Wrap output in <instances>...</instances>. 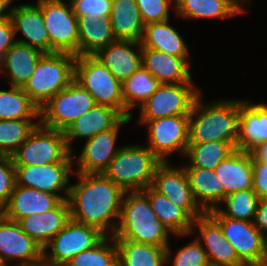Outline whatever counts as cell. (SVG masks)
Here are the masks:
<instances>
[{
  "label": "cell",
  "mask_w": 267,
  "mask_h": 266,
  "mask_svg": "<svg viewBox=\"0 0 267 266\" xmlns=\"http://www.w3.org/2000/svg\"><path fill=\"white\" fill-rule=\"evenodd\" d=\"M79 182L70 186L68 203L72 220L113 236L120 220L126 191L103 173H75Z\"/></svg>",
  "instance_id": "obj_1"
},
{
  "label": "cell",
  "mask_w": 267,
  "mask_h": 266,
  "mask_svg": "<svg viewBox=\"0 0 267 266\" xmlns=\"http://www.w3.org/2000/svg\"><path fill=\"white\" fill-rule=\"evenodd\" d=\"M239 0H175V12L184 19L230 18L245 12ZM244 7V8H243Z\"/></svg>",
  "instance_id": "obj_31"
},
{
  "label": "cell",
  "mask_w": 267,
  "mask_h": 266,
  "mask_svg": "<svg viewBox=\"0 0 267 266\" xmlns=\"http://www.w3.org/2000/svg\"><path fill=\"white\" fill-rule=\"evenodd\" d=\"M105 236L96 227L70 219L43 248V261L50 266H64L80 252L96 246Z\"/></svg>",
  "instance_id": "obj_11"
},
{
  "label": "cell",
  "mask_w": 267,
  "mask_h": 266,
  "mask_svg": "<svg viewBox=\"0 0 267 266\" xmlns=\"http://www.w3.org/2000/svg\"><path fill=\"white\" fill-rule=\"evenodd\" d=\"M11 158L14 165L37 166L72 162L76 156L69 149L63 131L49 129L39 124Z\"/></svg>",
  "instance_id": "obj_7"
},
{
  "label": "cell",
  "mask_w": 267,
  "mask_h": 266,
  "mask_svg": "<svg viewBox=\"0 0 267 266\" xmlns=\"http://www.w3.org/2000/svg\"><path fill=\"white\" fill-rule=\"evenodd\" d=\"M16 185V169L11 157L0 155V213L6 207Z\"/></svg>",
  "instance_id": "obj_43"
},
{
  "label": "cell",
  "mask_w": 267,
  "mask_h": 266,
  "mask_svg": "<svg viewBox=\"0 0 267 266\" xmlns=\"http://www.w3.org/2000/svg\"><path fill=\"white\" fill-rule=\"evenodd\" d=\"M69 2L77 18L80 16L93 18L110 16L112 0H69Z\"/></svg>",
  "instance_id": "obj_44"
},
{
  "label": "cell",
  "mask_w": 267,
  "mask_h": 266,
  "mask_svg": "<svg viewBox=\"0 0 267 266\" xmlns=\"http://www.w3.org/2000/svg\"><path fill=\"white\" fill-rule=\"evenodd\" d=\"M131 120L132 118H123L114 128L99 132L86 140L78 161L74 162H77L74 173H104L120 149L115 146L120 125H126Z\"/></svg>",
  "instance_id": "obj_17"
},
{
  "label": "cell",
  "mask_w": 267,
  "mask_h": 266,
  "mask_svg": "<svg viewBox=\"0 0 267 266\" xmlns=\"http://www.w3.org/2000/svg\"><path fill=\"white\" fill-rule=\"evenodd\" d=\"M12 2V0H0V18L9 16L12 10V7H10Z\"/></svg>",
  "instance_id": "obj_49"
},
{
  "label": "cell",
  "mask_w": 267,
  "mask_h": 266,
  "mask_svg": "<svg viewBox=\"0 0 267 266\" xmlns=\"http://www.w3.org/2000/svg\"><path fill=\"white\" fill-rule=\"evenodd\" d=\"M170 248V245L166 248L165 264L167 265L172 263L173 266H207L209 262L206 252L197 238L178 249L174 258H171L172 250Z\"/></svg>",
  "instance_id": "obj_41"
},
{
  "label": "cell",
  "mask_w": 267,
  "mask_h": 266,
  "mask_svg": "<svg viewBox=\"0 0 267 266\" xmlns=\"http://www.w3.org/2000/svg\"><path fill=\"white\" fill-rule=\"evenodd\" d=\"M150 202L151 208L160 222L168 228L173 236H192L193 219L180 207L174 205L167 197L151 186L142 191Z\"/></svg>",
  "instance_id": "obj_28"
},
{
  "label": "cell",
  "mask_w": 267,
  "mask_h": 266,
  "mask_svg": "<svg viewBox=\"0 0 267 266\" xmlns=\"http://www.w3.org/2000/svg\"><path fill=\"white\" fill-rule=\"evenodd\" d=\"M146 146L161 162H169V154L179 151L185 155L188 146L189 114L175 115L148 121Z\"/></svg>",
  "instance_id": "obj_12"
},
{
  "label": "cell",
  "mask_w": 267,
  "mask_h": 266,
  "mask_svg": "<svg viewBox=\"0 0 267 266\" xmlns=\"http://www.w3.org/2000/svg\"><path fill=\"white\" fill-rule=\"evenodd\" d=\"M161 83L143 66L122 82V97L125 105V118H132L129 112L135 106H141Z\"/></svg>",
  "instance_id": "obj_35"
},
{
  "label": "cell",
  "mask_w": 267,
  "mask_h": 266,
  "mask_svg": "<svg viewBox=\"0 0 267 266\" xmlns=\"http://www.w3.org/2000/svg\"><path fill=\"white\" fill-rule=\"evenodd\" d=\"M6 52L7 51H0V72H3L5 66Z\"/></svg>",
  "instance_id": "obj_50"
},
{
  "label": "cell",
  "mask_w": 267,
  "mask_h": 266,
  "mask_svg": "<svg viewBox=\"0 0 267 266\" xmlns=\"http://www.w3.org/2000/svg\"><path fill=\"white\" fill-rule=\"evenodd\" d=\"M253 224L267 238V198L259 199Z\"/></svg>",
  "instance_id": "obj_47"
},
{
  "label": "cell",
  "mask_w": 267,
  "mask_h": 266,
  "mask_svg": "<svg viewBox=\"0 0 267 266\" xmlns=\"http://www.w3.org/2000/svg\"><path fill=\"white\" fill-rule=\"evenodd\" d=\"M96 104L109 106L125 118L122 83L95 56H76L75 77Z\"/></svg>",
  "instance_id": "obj_6"
},
{
  "label": "cell",
  "mask_w": 267,
  "mask_h": 266,
  "mask_svg": "<svg viewBox=\"0 0 267 266\" xmlns=\"http://www.w3.org/2000/svg\"><path fill=\"white\" fill-rule=\"evenodd\" d=\"M118 266H165L166 248L131 240H115Z\"/></svg>",
  "instance_id": "obj_34"
},
{
  "label": "cell",
  "mask_w": 267,
  "mask_h": 266,
  "mask_svg": "<svg viewBox=\"0 0 267 266\" xmlns=\"http://www.w3.org/2000/svg\"><path fill=\"white\" fill-rule=\"evenodd\" d=\"M253 190L259 199L267 198V163L252 161Z\"/></svg>",
  "instance_id": "obj_45"
},
{
  "label": "cell",
  "mask_w": 267,
  "mask_h": 266,
  "mask_svg": "<svg viewBox=\"0 0 267 266\" xmlns=\"http://www.w3.org/2000/svg\"><path fill=\"white\" fill-rule=\"evenodd\" d=\"M78 19V56H94L99 50L116 41L110 17H84Z\"/></svg>",
  "instance_id": "obj_29"
},
{
  "label": "cell",
  "mask_w": 267,
  "mask_h": 266,
  "mask_svg": "<svg viewBox=\"0 0 267 266\" xmlns=\"http://www.w3.org/2000/svg\"><path fill=\"white\" fill-rule=\"evenodd\" d=\"M75 60L73 54L56 52L40 58L22 87L39 109L74 80Z\"/></svg>",
  "instance_id": "obj_4"
},
{
  "label": "cell",
  "mask_w": 267,
  "mask_h": 266,
  "mask_svg": "<svg viewBox=\"0 0 267 266\" xmlns=\"http://www.w3.org/2000/svg\"><path fill=\"white\" fill-rule=\"evenodd\" d=\"M66 1V0H65ZM38 0L50 40V53H69L78 56V19L70 2Z\"/></svg>",
  "instance_id": "obj_9"
},
{
  "label": "cell",
  "mask_w": 267,
  "mask_h": 266,
  "mask_svg": "<svg viewBox=\"0 0 267 266\" xmlns=\"http://www.w3.org/2000/svg\"><path fill=\"white\" fill-rule=\"evenodd\" d=\"M62 200L55 194L15 185L6 207L1 214L9 220L20 219L55 208Z\"/></svg>",
  "instance_id": "obj_21"
},
{
  "label": "cell",
  "mask_w": 267,
  "mask_h": 266,
  "mask_svg": "<svg viewBox=\"0 0 267 266\" xmlns=\"http://www.w3.org/2000/svg\"><path fill=\"white\" fill-rule=\"evenodd\" d=\"M259 202L258 195L253 189L240 190L226 195L221 206L216 209L224 216L233 220H244L253 222L257 205Z\"/></svg>",
  "instance_id": "obj_40"
},
{
  "label": "cell",
  "mask_w": 267,
  "mask_h": 266,
  "mask_svg": "<svg viewBox=\"0 0 267 266\" xmlns=\"http://www.w3.org/2000/svg\"><path fill=\"white\" fill-rule=\"evenodd\" d=\"M124 197L114 239L167 248L172 233L155 215L148 197L142 191H126Z\"/></svg>",
  "instance_id": "obj_3"
},
{
  "label": "cell",
  "mask_w": 267,
  "mask_h": 266,
  "mask_svg": "<svg viewBox=\"0 0 267 266\" xmlns=\"http://www.w3.org/2000/svg\"><path fill=\"white\" fill-rule=\"evenodd\" d=\"M134 48H138L134 51ZM121 83L142 65V44L134 40H116L94 55Z\"/></svg>",
  "instance_id": "obj_19"
},
{
  "label": "cell",
  "mask_w": 267,
  "mask_h": 266,
  "mask_svg": "<svg viewBox=\"0 0 267 266\" xmlns=\"http://www.w3.org/2000/svg\"><path fill=\"white\" fill-rule=\"evenodd\" d=\"M144 25L169 20V5L175 0H135Z\"/></svg>",
  "instance_id": "obj_42"
},
{
  "label": "cell",
  "mask_w": 267,
  "mask_h": 266,
  "mask_svg": "<svg viewBox=\"0 0 267 266\" xmlns=\"http://www.w3.org/2000/svg\"><path fill=\"white\" fill-rule=\"evenodd\" d=\"M236 151L230 142L210 141L204 143H188L184 157L189 159L183 167H199L214 170L221 161Z\"/></svg>",
  "instance_id": "obj_36"
},
{
  "label": "cell",
  "mask_w": 267,
  "mask_h": 266,
  "mask_svg": "<svg viewBox=\"0 0 267 266\" xmlns=\"http://www.w3.org/2000/svg\"><path fill=\"white\" fill-rule=\"evenodd\" d=\"M72 162H58L47 165H14L16 185L29 187L57 195L61 200L67 199L70 190L69 176ZM64 193L60 195V193Z\"/></svg>",
  "instance_id": "obj_14"
},
{
  "label": "cell",
  "mask_w": 267,
  "mask_h": 266,
  "mask_svg": "<svg viewBox=\"0 0 267 266\" xmlns=\"http://www.w3.org/2000/svg\"><path fill=\"white\" fill-rule=\"evenodd\" d=\"M263 142H267V104L239 100L236 150L249 152Z\"/></svg>",
  "instance_id": "obj_22"
},
{
  "label": "cell",
  "mask_w": 267,
  "mask_h": 266,
  "mask_svg": "<svg viewBox=\"0 0 267 266\" xmlns=\"http://www.w3.org/2000/svg\"><path fill=\"white\" fill-rule=\"evenodd\" d=\"M193 80L187 83L160 84L157 90L141 105L139 124L148 121L189 114L198 96Z\"/></svg>",
  "instance_id": "obj_10"
},
{
  "label": "cell",
  "mask_w": 267,
  "mask_h": 266,
  "mask_svg": "<svg viewBox=\"0 0 267 266\" xmlns=\"http://www.w3.org/2000/svg\"><path fill=\"white\" fill-rule=\"evenodd\" d=\"M195 201L205 211L221 205L226 197L224 187L214 170L184 167Z\"/></svg>",
  "instance_id": "obj_27"
},
{
  "label": "cell",
  "mask_w": 267,
  "mask_h": 266,
  "mask_svg": "<svg viewBox=\"0 0 267 266\" xmlns=\"http://www.w3.org/2000/svg\"><path fill=\"white\" fill-rule=\"evenodd\" d=\"M44 54L37 48L16 42L6 52L3 69L8 76L10 86L23 87Z\"/></svg>",
  "instance_id": "obj_32"
},
{
  "label": "cell",
  "mask_w": 267,
  "mask_h": 266,
  "mask_svg": "<svg viewBox=\"0 0 267 266\" xmlns=\"http://www.w3.org/2000/svg\"><path fill=\"white\" fill-rule=\"evenodd\" d=\"M208 213L221 226L226 240L234 247L243 263H261L267 254V238L253 222L224 217L216 208Z\"/></svg>",
  "instance_id": "obj_13"
},
{
  "label": "cell",
  "mask_w": 267,
  "mask_h": 266,
  "mask_svg": "<svg viewBox=\"0 0 267 266\" xmlns=\"http://www.w3.org/2000/svg\"><path fill=\"white\" fill-rule=\"evenodd\" d=\"M95 105L96 102L91 94L73 80L40 108V124L64 132Z\"/></svg>",
  "instance_id": "obj_8"
},
{
  "label": "cell",
  "mask_w": 267,
  "mask_h": 266,
  "mask_svg": "<svg viewBox=\"0 0 267 266\" xmlns=\"http://www.w3.org/2000/svg\"><path fill=\"white\" fill-rule=\"evenodd\" d=\"M214 172L227 195L240 190L253 189L250 152L236 150L228 158L221 161Z\"/></svg>",
  "instance_id": "obj_26"
},
{
  "label": "cell",
  "mask_w": 267,
  "mask_h": 266,
  "mask_svg": "<svg viewBox=\"0 0 267 266\" xmlns=\"http://www.w3.org/2000/svg\"><path fill=\"white\" fill-rule=\"evenodd\" d=\"M64 266H118V249L114 237L106 235L96 246L80 252Z\"/></svg>",
  "instance_id": "obj_39"
},
{
  "label": "cell",
  "mask_w": 267,
  "mask_h": 266,
  "mask_svg": "<svg viewBox=\"0 0 267 266\" xmlns=\"http://www.w3.org/2000/svg\"><path fill=\"white\" fill-rule=\"evenodd\" d=\"M39 124V119L0 120V155L11 157Z\"/></svg>",
  "instance_id": "obj_38"
},
{
  "label": "cell",
  "mask_w": 267,
  "mask_h": 266,
  "mask_svg": "<svg viewBox=\"0 0 267 266\" xmlns=\"http://www.w3.org/2000/svg\"><path fill=\"white\" fill-rule=\"evenodd\" d=\"M123 118L117 110L96 104L64 131L69 149L73 151L71 143L75 138L88 140L99 132L114 128Z\"/></svg>",
  "instance_id": "obj_25"
},
{
  "label": "cell",
  "mask_w": 267,
  "mask_h": 266,
  "mask_svg": "<svg viewBox=\"0 0 267 266\" xmlns=\"http://www.w3.org/2000/svg\"><path fill=\"white\" fill-rule=\"evenodd\" d=\"M20 259L15 265H33L43 261V248L29 237L18 222L0 213V266Z\"/></svg>",
  "instance_id": "obj_16"
},
{
  "label": "cell",
  "mask_w": 267,
  "mask_h": 266,
  "mask_svg": "<svg viewBox=\"0 0 267 266\" xmlns=\"http://www.w3.org/2000/svg\"><path fill=\"white\" fill-rule=\"evenodd\" d=\"M9 16L0 18V51H8L17 41Z\"/></svg>",
  "instance_id": "obj_46"
},
{
  "label": "cell",
  "mask_w": 267,
  "mask_h": 266,
  "mask_svg": "<svg viewBox=\"0 0 267 266\" xmlns=\"http://www.w3.org/2000/svg\"><path fill=\"white\" fill-rule=\"evenodd\" d=\"M109 17L116 40L141 42L145 25L135 0H112Z\"/></svg>",
  "instance_id": "obj_30"
},
{
  "label": "cell",
  "mask_w": 267,
  "mask_h": 266,
  "mask_svg": "<svg viewBox=\"0 0 267 266\" xmlns=\"http://www.w3.org/2000/svg\"><path fill=\"white\" fill-rule=\"evenodd\" d=\"M249 152L252 156V161H261L267 163V142L256 145Z\"/></svg>",
  "instance_id": "obj_48"
},
{
  "label": "cell",
  "mask_w": 267,
  "mask_h": 266,
  "mask_svg": "<svg viewBox=\"0 0 267 266\" xmlns=\"http://www.w3.org/2000/svg\"><path fill=\"white\" fill-rule=\"evenodd\" d=\"M14 266V265H13ZM15 266H21V265H15ZM23 266H50L48 263H46L45 261H42L40 263L37 264H33V265H23Z\"/></svg>",
  "instance_id": "obj_51"
},
{
  "label": "cell",
  "mask_w": 267,
  "mask_h": 266,
  "mask_svg": "<svg viewBox=\"0 0 267 266\" xmlns=\"http://www.w3.org/2000/svg\"><path fill=\"white\" fill-rule=\"evenodd\" d=\"M196 229L201 235L196 238L202 244L209 262L228 266L243 264L233 245L226 240L219 223L208 212L193 220L191 233L193 234Z\"/></svg>",
  "instance_id": "obj_18"
},
{
  "label": "cell",
  "mask_w": 267,
  "mask_h": 266,
  "mask_svg": "<svg viewBox=\"0 0 267 266\" xmlns=\"http://www.w3.org/2000/svg\"><path fill=\"white\" fill-rule=\"evenodd\" d=\"M9 17L13 23L15 35L21 32L26 38V40L16 39L17 42L37 48L44 53H50L49 35L42 11L37 4L13 6Z\"/></svg>",
  "instance_id": "obj_20"
},
{
  "label": "cell",
  "mask_w": 267,
  "mask_h": 266,
  "mask_svg": "<svg viewBox=\"0 0 267 266\" xmlns=\"http://www.w3.org/2000/svg\"><path fill=\"white\" fill-rule=\"evenodd\" d=\"M264 266H267V254L265 255L264 259L261 262Z\"/></svg>",
  "instance_id": "obj_54"
},
{
  "label": "cell",
  "mask_w": 267,
  "mask_h": 266,
  "mask_svg": "<svg viewBox=\"0 0 267 266\" xmlns=\"http://www.w3.org/2000/svg\"><path fill=\"white\" fill-rule=\"evenodd\" d=\"M161 161L142 145L121 146L104 175L125 191H143L151 186Z\"/></svg>",
  "instance_id": "obj_5"
},
{
  "label": "cell",
  "mask_w": 267,
  "mask_h": 266,
  "mask_svg": "<svg viewBox=\"0 0 267 266\" xmlns=\"http://www.w3.org/2000/svg\"><path fill=\"white\" fill-rule=\"evenodd\" d=\"M142 48L155 49L175 57H189L183 37L169 24V20L145 25Z\"/></svg>",
  "instance_id": "obj_33"
},
{
  "label": "cell",
  "mask_w": 267,
  "mask_h": 266,
  "mask_svg": "<svg viewBox=\"0 0 267 266\" xmlns=\"http://www.w3.org/2000/svg\"><path fill=\"white\" fill-rule=\"evenodd\" d=\"M202 94L189 113L188 143L230 142L236 147L239 100H219L203 105Z\"/></svg>",
  "instance_id": "obj_2"
},
{
  "label": "cell",
  "mask_w": 267,
  "mask_h": 266,
  "mask_svg": "<svg viewBox=\"0 0 267 266\" xmlns=\"http://www.w3.org/2000/svg\"><path fill=\"white\" fill-rule=\"evenodd\" d=\"M188 57H175L155 49L142 48V65L161 84L192 80Z\"/></svg>",
  "instance_id": "obj_24"
},
{
  "label": "cell",
  "mask_w": 267,
  "mask_h": 266,
  "mask_svg": "<svg viewBox=\"0 0 267 266\" xmlns=\"http://www.w3.org/2000/svg\"><path fill=\"white\" fill-rule=\"evenodd\" d=\"M170 165L169 162H161L156 167L151 187L195 220L205 211L194 199L185 168L183 166L173 168Z\"/></svg>",
  "instance_id": "obj_15"
},
{
  "label": "cell",
  "mask_w": 267,
  "mask_h": 266,
  "mask_svg": "<svg viewBox=\"0 0 267 266\" xmlns=\"http://www.w3.org/2000/svg\"><path fill=\"white\" fill-rule=\"evenodd\" d=\"M207 266H228V265H224V264H216V263H212V262H208Z\"/></svg>",
  "instance_id": "obj_53"
},
{
  "label": "cell",
  "mask_w": 267,
  "mask_h": 266,
  "mask_svg": "<svg viewBox=\"0 0 267 266\" xmlns=\"http://www.w3.org/2000/svg\"><path fill=\"white\" fill-rule=\"evenodd\" d=\"M71 219L67 199L45 213L33 214L18 221L21 229L44 248Z\"/></svg>",
  "instance_id": "obj_23"
},
{
  "label": "cell",
  "mask_w": 267,
  "mask_h": 266,
  "mask_svg": "<svg viewBox=\"0 0 267 266\" xmlns=\"http://www.w3.org/2000/svg\"><path fill=\"white\" fill-rule=\"evenodd\" d=\"M240 266H264L262 263H243Z\"/></svg>",
  "instance_id": "obj_52"
},
{
  "label": "cell",
  "mask_w": 267,
  "mask_h": 266,
  "mask_svg": "<svg viewBox=\"0 0 267 266\" xmlns=\"http://www.w3.org/2000/svg\"><path fill=\"white\" fill-rule=\"evenodd\" d=\"M241 3H247L248 1L250 2V0H239Z\"/></svg>",
  "instance_id": "obj_55"
},
{
  "label": "cell",
  "mask_w": 267,
  "mask_h": 266,
  "mask_svg": "<svg viewBox=\"0 0 267 266\" xmlns=\"http://www.w3.org/2000/svg\"><path fill=\"white\" fill-rule=\"evenodd\" d=\"M34 118H40V109L22 87L0 90V120Z\"/></svg>",
  "instance_id": "obj_37"
}]
</instances>
